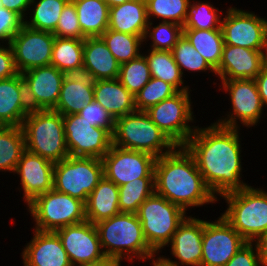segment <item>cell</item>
Instances as JSON below:
<instances>
[{
    "mask_svg": "<svg viewBox=\"0 0 267 266\" xmlns=\"http://www.w3.org/2000/svg\"><path fill=\"white\" fill-rule=\"evenodd\" d=\"M239 130L214 121L205 128L197 126L183 145L194 158L205 184L216 198L249 186L241 179L243 169Z\"/></svg>",
    "mask_w": 267,
    "mask_h": 266,
    "instance_id": "1",
    "label": "cell"
},
{
    "mask_svg": "<svg viewBox=\"0 0 267 266\" xmlns=\"http://www.w3.org/2000/svg\"><path fill=\"white\" fill-rule=\"evenodd\" d=\"M69 156L102 159L112 146V134L105 128L93 127L79 114L63 116Z\"/></svg>",
    "mask_w": 267,
    "mask_h": 266,
    "instance_id": "12",
    "label": "cell"
},
{
    "mask_svg": "<svg viewBox=\"0 0 267 266\" xmlns=\"http://www.w3.org/2000/svg\"><path fill=\"white\" fill-rule=\"evenodd\" d=\"M192 1L188 4L187 16L183 29H221L223 15L221 10L214 7L213 4H210V2L207 1Z\"/></svg>",
    "mask_w": 267,
    "mask_h": 266,
    "instance_id": "37",
    "label": "cell"
},
{
    "mask_svg": "<svg viewBox=\"0 0 267 266\" xmlns=\"http://www.w3.org/2000/svg\"><path fill=\"white\" fill-rule=\"evenodd\" d=\"M260 52H261L262 66L267 67V33L264 37V41H263Z\"/></svg>",
    "mask_w": 267,
    "mask_h": 266,
    "instance_id": "53",
    "label": "cell"
},
{
    "mask_svg": "<svg viewBox=\"0 0 267 266\" xmlns=\"http://www.w3.org/2000/svg\"><path fill=\"white\" fill-rule=\"evenodd\" d=\"M154 192V178H137L119 186L120 212L137 213L140 205Z\"/></svg>",
    "mask_w": 267,
    "mask_h": 266,
    "instance_id": "36",
    "label": "cell"
},
{
    "mask_svg": "<svg viewBox=\"0 0 267 266\" xmlns=\"http://www.w3.org/2000/svg\"><path fill=\"white\" fill-rule=\"evenodd\" d=\"M18 73L11 45L3 46L0 44V80L11 78Z\"/></svg>",
    "mask_w": 267,
    "mask_h": 266,
    "instance_id": "47",
    "label": "cell"
},
{
    "mask_svg": "<svg viewBox=\"0 0 267 266\" xmlns=\"http://www.w3.org/2000/svg\"><path fill=\"white\" fill-rule=\"evenodd\" d=\"M55 232L61 239L72 266L96 262L106 257L101 248L96 225L87 220Z\"/></svg>",
    "mask_w": 267,
    "mask_h": 266,
    "instance_id": "17",
    "label": "cell"
},
{
    "mask_svg": "<svg viewBox=\"0 0 267 266\" xmlns=\"http://www.w3.org/2000/svg\"><path fill=\"white\" fill-rule=\"evenodd\" d=\"M112 144L146 152L156 158L170 153L176 147L145 111H135L115 119Z\"/></svg>",
    "mask_w": 267,
    "mask_h": 266,
    "instance_id": "6",
    "label": "cell"
},
{
    "mask_svg": "<svg viewBox=\"0 0 267 266\" xmlns=\"http://www.w3.org/2000/svg\"><path fill=\"white\" fill-rule=\"evenodd\" d=\"M83 66L96 80L118 79L120 64L101 37H87L83 46Z\"/></svg>",
    "mask_w": 267,
    "mask_h": 266,
    "instance_id": "26",
    "label": "cell"
},
{
    "mask_svg": "<svg viewBox=\"0 0 267 266\" xmlns=\"http://www.w3.org/2000/svg\"><path fill=\"white\" fill-rule=\"evenodd\" d=\"M100 37L120 65L141 55L140 48L144 39L139 35L107 29Z\"/></svg>",
    "mask_w": 267,
    "mask_h": 266,
    "instance_id": "34",
    "label": "cell"
},
{
    "mask_svg": "<svg viewBox=\"0 0 267 266\" xmlns=\"http://www.w3.org/2000/svg\"><path fill=\"white\" fill-rule=\"evenodd\" d=\"M39 231H53L86 221L85 203L57 190L47 191L27 204Z\"/></svg>",
    "mask_w": 267,
    "mask_h": 266,
    "instance_id": "8",
    "label": "cell"
},
{
    "mask_svg": "<svg viewBox=\"0 0 267 266\" xmlns=\"http://www.w3.org/2000/svg\"><path fill=\"white\" fill-rule=\"evenodd\" d=\"M94 100L114 120L137 111L135 97L118 79L97 80L94 86Z\"/></svg>",
    "mask_w": 267,
    "mask_h": 266,
    "instance_id": "24",
    "label": "cell"
},
{
    "mask_svg": "<svg viewBox=\"0 0 267 266\" xmlns=\"http://www.w3.org/2000/svg\"><path fill=\"white\" fill-rule=\"evenodd\" d=\"M260 50L224 44L219 67V80L255 79L262 68Z\"/></svg>",
    "mask_w": 267,
    "mask_h": 266,
    "instance_id": "22",
    "label": "cell"
},
{
    "mask_svg": "<svg viewBox=\"0 0 267 266\" xmlns=\"http://www.w3.org/2000/svg\"><path fill=\"white\" fill-rule=\"evenodd\" d=\"M261 102L267 107V67H262L260 73L255 78Z\"/></svg>",
    "mask_w": 267,
    "mask_h": 266,
    "instance_id": "50",
    "label": "cell"
},
{
    "mask_svg": "<svg viewBox=\"0 0 267 266\" xmlns=\"http://www.w3.org/2000/svg\"><path fill=\"white\" fill-rule=\"evenodd\" d=\"M225 266H261L255 242H247Z\"/></svg>",
    "mask_w": 267,
    "mask_h": 266,
    "instance_id": "46",
    "label": "cell"
},
{
    "mask_svg": "<svg viewBox=\"0 0 267 266\" xmlns=\"http://www.w3.org/2000/svg\"><path fill=\"white\" fill-rule=\"evenodd\" d=\"M155 193L185 212L191 207L214 204L217 199L207 187L195 160L184 146L155 160Z\"/></svg>",
    "mask_w": 267,
    "mask_h": 266,
    "instance_id": "2",
    "label": "cell"
},
{
    "mask_svg": "<svg viewBox=\"0 0 267 266\" xmlns=\"http://www.w3.org/2000/svg\"><path fill=\"white\" fill-rule=\"evenodd\" d=\"M136 214L148 245L158 255L168 246L178 226L187 217L182 208L155 192L140 205Z\"/></svg>",
    "mask_w": 267,
    "mask_h": 266,
    "instance_id": "7",
    "label": "cell"
},
{
    "mask_svg": "<svg viewBox=\"0 0 267 266\" xmlns=\"http://www.w3.org/2000/svg\"><path fill=\"white\" fill-rule=\"evenodd\" d=\"M75 266H121V265L115 260L105 257L104 259H101L96 262L85 263V264H80V265H75Z\"/></svg>",
    "mask_w": 267,
    "mask_h": 266,
    "instance_id": "52",
    "label": "cell"
},
{
    "mask_svg": "<svg viewBox=\"0 0 267 266\" xmlns=\"http://www.w3.org/2000/svg\"><path fill=\"white\" fill-rule=\"evenodd\" d=\"M84 40L55 37L51 64L61 72L83 66Z\"/></svg>",
    "mask_w": 267,
    "mask_h": 266,
    "instance_id": "35",
    "label": "cell"
},
{
    "mask_svg": "<svg viewBox=\"0 0 267 266\" xmlns=\"http://www.w3.org/2000/svg\"><path fill=\"white\" fill-rule=\"evenodd\" d=\"M31 2L32 0H1L4 8L16 12L24 20L28 17L26 11H29Z\"/></svg>",
    "mask_w": 267,
    "mask_h": 266,
    "instance_id": "49",
    "label": "cell"
},
{
    "mask_svg": "<svg viewBox=\"0 0 267 266\" xmlns=\"http://www.w3.org/2000/svg\"><path fill=\"white\" fill-rule=\"evenodd\" d=\"M147 51L148 55H143L147 60L151 77L170 83L178 91H191L188 85H184L183 74L175 62L171 51L152 49Z\"/></svg>",
    "mask_w": 267,
    "mask_h": 266,
    "instance_id": "29",
    "label": "cell"
},
{
    "mask_svg": "<svg viewBox=\"0 0 267 266\" xmlns=\"http://www.w3.org/2000/svg\"><path fill=\"white\" fill-rule=\"evenodd\" d=\"M118 199L119 187L104 176L85 202L86 220L95 224L119 214Z\"/></svg>",
    "mask_w": 267,
    "mask_h": 266,
    "instance_id": "27",
    "label": "cell"
},
{
    "mask_svg": "<svg viewBox=\"0 0 267 266\" xmlns=\"http://www.w3.org/2000/svg\"><path fill=\"white\" fill-rule=\"evenodd\" d=\"M21 127L26 150L54 163L69 156L60 113L54 110H31Z\"/></svg>",
    "mask_w": 267,
    "mask_h": 266,
    "instance_id": "5",
    "label": "cell"
},
{
    "mask_svg": "<svg viewBox=\"0 0 267 266\" xmlns=\"http://www.w3.org/2000/svg\"><path fill=\"white\" fill-rule=\"evenodd\" d=\"M31 110H53L59 100L64 73L55 66L35 67L22 73Z\"/></svg>",
    "mask_w": 267,
    "mask_h": 266,
    "instance_id": "18",
    "label": "cell"
},
{
    "mask_svg": "<svg viewBox=\"0 0 267 266\" xmlns=\"http://www.w3.org/2000/svg\"><path fill=\"white\" fill-rule=\"evenodd\" d=\"M30 111L22 74L0 80V118L6 125L22 126Z\"/></svg>",
    "mask_w": 267,
    "mask_h": 266,
    "instance_id": "23",
    "label": "cell"
},
{
    "mask_svg": "<svg viewBox=\"0 0 267 266\" xmlns=\"http://www.w3.org/2000/svg\"><path fill=\"white\" fill-rule=\"evenodd\" d=\"M55 35L32 29L25 24L11 40L14 62L19 73L51 64Z\"/></svg>",
    "mask_w": 267,
    "mask_h": 266,
    "instance_id": "15",
    "label": "cell"
},
{
    "mask_svg": "<svg viewBox=\"0 0 267 266\" xmlns=\"http://www.w3.org/2000/svg\"><path fill=\"white\" fill-rule=\"evenodd\" d=\"M95 225L104 255L120 265L124 259L131 261L130 263H134L136 258L146 262L158 255L148 245L136 213L120 212Z\"/></svg>",
    "mask_w": 267,
    "mask_h": 266,
    "instance_id": "3",
    "label": "cell"
},
{
    "mask_svg": "<svg viewBox=\"0 0 267 266\" xmlns=\"http://www.w3.org/2000/svg\"><path fill=\"white\" fill-rule=\"evenodd\" d=\"M64 78L68 81L81 83L84 86H95L97 81L94 74L84 66L65 71Z\"/></svg>",
    "mask_w": 267,
    "mask_h": 266,
    "instance_id": "48",
    "label": "cell"
},
{
    "mask_svg": "<svg viewBox=\"0 0 267 266\" xmlns=\"http://www.w3.org/2000/svg\"><path fill=\"white\" fill-rule=\"evenodd\" d=\"M153 155L112 144L103 156L104 176L118 187L137 178H154Z\"/></svg>",
    "mask_w": 267,
    "mask_h": 266,
    "instance_id": "14",
    "label": "cell"
},
{
    "mask_svg": "<svg viewBox=\"0 0 267 266\" xmlns=\"http://www.w3.org/2000/svg\"><path fill=\"white\" fill-rule=\"evenodd\" d=\"M148 24L145 0H131L110 7L108 29L144 38Z\"/></svg>",
    "mask_w": 267,
    "mask_h": 266,
    "instance_id": "25",
    "label": "cell"
},
{
    "mask_svg": "<svg viewBox=\"0 0 267 266\" xmlns=\"http://www.w3.org/2000/svg\"><path fill=\"white\" fill-rule=\"evenodd\" d=\"M203 228L204 220L187 216L167 246L170 245V253L176 261L163 258L173 266H201Z\"/></svg>",
    "mask_w": 267,
    "mask_h": 266,
    "instance_id": "19",
    "label": "cell"
},
{
    "mask_svg": "<svg viewBox=\"0 0 267 266\" xmlns=\"http://www.w3.org/2000/svg\"><path fill=\"white\" fill-rule=\"evenodd\" d=\"M157 255L156 256H153L151 258H149V261L152 260V265L153 266H173L172 264L168 263L164 258L163 256L161 255L158 256L157 258ZM156 258V259H155Z\"/></svg>",
    "mask_w": 267,
    "mask_h": 266,
    "instance_id": "54",
    "label": "cell"
},
{
    "mask_svg": "<svg viewBox=\"0 0 267 266\" xmlns=\"http://www.w3.org/2000/svg\"><path fill=\"white\" fill-rule=\"evenodd\" d=\"M173 58L179 66L182 74L186 71L207 72L216 75V71L208 64L205 58L191 45L183 35L171 50Z\"/></svg>",
    "mask_w": 267,
    "mask_h": 266,
    "instance_id": "40",
    "label": "cell"
},
{
    "mask_svg": "<svg viewBox=\"0 0 267 266\" xmlns=\"http://www.w3.org/2000/svg\"><path fill=\"white\" fill-rule=\"evenodd\" d=\"M85 118L93 127H102L107 129L111 134L114 131L115 120L113 117L95 100L87 103L78 113Z\"/></svg>",
    "mask_w": 267,
    "mask_h": 266,
    "instance_id": "44",
    "label": "cell"
},
{
    "mask_svg": "<svg viewBox=\"0 0 267 266\" xmlns=\"http://www.w3.org/2000/svg\"><path fill=\"white\" fill-rule=\"evenodd\" d=\"M149 22L157 18L183 26L191 0H145ZM154 17V18H152Z\"/></svg>",
    "mask_w": 267,
    "mask_h": 266,
    "instance_id": "38",
    "label": "cell"
},
{
    "mask_svg": "<svg viewBox=\"0 0 267 266\" xmlns=\"http://www.w3.org/2000/svg\"><path fill=\"white\" fill-rule=\"evenodd\" d=\"M22 251L24 266H72L61 239L53 231H33Z\"/></svg>",
    "mask_w": 267,
    "mask_h": 266,
    "instance_id": "21",
    "label": "cell"
},
{
    "mask_svg": "<svg viewBox=\"0 0 267 266\" xmlns=\"http://www.w3.org/2000/svg\"><path fill=\"white\" fill-rule=\"evenodd\" d=\"M76 8L82 34L100 37L109 26L110 7L105 0H71Z\"/></svg>",
    "mask_w": 267,
    "mask_h": 266,
    "instance_id": "28",
    "label": "cell"
},
{
    "mask_svg": "<svg viewBox=\"0 0 267 266\" xmlns=\"http://www.w3.org/2000/svg\"><path fill=\"white\" fill-rule=\"evenodd\" d=\"M69 0H32L29 10L31 16L26 18L24 24L32 29L54 32L59 17ZM32 6V7H31Z\"/></svg>",
    "mask_w": 267,
    "mask_h": 266,
    "instance_id": "32",
    "label": "cell"
},
{
    "mask_svg": "<svg viewBox=\"0 0 267 266\" xmlns=\"http://www.w3.org/2000/svg\"><path fill=\"white\" fill-rule=\"evenodd\" d=\"M246 243L222 215L204 220L201 266H225Z\"/></svg>",
    "mask_w": 267,
    "mask_h": 266,
    "instance_id": "13",
    "label": "cell"
},
{
    "mask_svg": "<svg viewBox=\"0 0 267 266\" xmlns=\"http://www.w3.org/2000/svg\"><path fill=\"white\" fill-rule=\"evenodd\" d=\"M103 177L102 159L68 156L54 164L53 189L85 203Z\"/></svg>",
    "mask_w": 267,
    "mask_h": 266,
    "instance_id": "9",
    "label": "cell"
},
{
    "mask_svg": "<svg viewBox=\"0 0 267 266\" xmlns=\"http://www.w3.org/2000/svg\"><path fill=\"white\" fill-rule=\"evenodd\" d=\"M179 91L170 83L151 77L150 81L134 96L137 111H146Z\"/></svg>",
    "mask_w": 267,
    "mask_h": 266,
    "instance_id": "42",
    "label": "cell"
},
{
    "mask_svg": "<svg viewBox=\"0 0 267 266\" xmlns=\"http://www.w3.org/2000/svg\"><path fill=\"white\" fill-rule=\"evenodd\" d=\"M190 91H179L174 96L151 106L145 112L176 146H183L195 132Z\"/></svg>",
    "mask_w": 267,
    "mask_h": 266,
    "instance_id": "10",
    "label": "cell"
},
{
    "mask_svg": "<svg viewBox=\"0 0 267 266\" xmlns=\"http://www.w3.org/2000/svg\"><path fill=\"white\" fill-rule=\"evenodd\" d=\"M261 266H267V233L261 236L256 242Z\"/></svg>",
    "mask_w": 267,
    "mask_h": 266,
    "instance_id": "51",
    "label": "cell"
},
{
    "mask_svg": "<svg viewBox=\"0 0 267 266\" xmlns=\"http://www.w3.org/2000/svg\"><path fill=\"white\" fill-rule=\"evenodd\" d=\"M25 150V135L21 126H7L1 131L0 172L14 173Z\"/></svg>",
    "mask_w": 267,
    "mask_h": 266,
    "instance_id": "31",
    "label": "cell"
},
{
    "mask_svg": "<svg viewBox=\"0 0 267 266\" xmlns=\"http://www.w3.org/2000/svg\"><path fill=\"white\" fill-rule=\"evenodd\" d=\"M53 34L55 37L61 38H74L80 40H84L86 38L82 34L77 11L71 0H69L64 6Z\"/></svg>",
    "mask_w": 267,
    "mask_h": 266,
    "instance_id": "43",
    "label": "cell"
},
{
    "mask_svg": "<svg viewBox=\"0 0 267 266\" xmlns=\"http://www.w3.org/2000/svg\"><path fill=\"white\" fill-rule=\"evenodd\" d=\"M7 127L6 123L0 118V132Z\"/></svg>",
    "mask_w": 267,
    "mask_h": 266,
    "instance_id": "56",
    "label": "cell"
},
{
    "mask_svg": "<svg viewBox=\"0 0 267 266\" xmlns=\"http://www.w3.org/2000/svg\"><path fill=\"white\" fill-rule=\"evenodd\" d=\"M228 207L221 215L247 241L267 233V192L247 186L221 196Z\"/></svg>",
    "mask_w": 267,
    "mask_h": 266,
    "instance_id": "4",
    "label": "cell"
},
{
    "mask_svg": "<svg viewBox=\"0 0 267 266\" xmlns=\"http://www.w3.org/2000/svg\"><path fill=\"white\" fill-rule=\"evenodd\" d=\"M153 20L149 22L144 41L152 40L150 43V49L152 50H165L171 51L178 40L183 36V26H180L173 22L161 21L159 24L153 27Z\"/></svg>",
    "mask_w": 267,
    "mask_h": 266,
    "instance_id": "41",
    "label": "cell"
},
{
    "mask_svg": "<svg viewBox=\"0 0 267 266\" xmlns=\"http://www.w3.org/2000/svg\"><path fill=\"white\" fill-rule=\"evenodd\" d=\"M183 35L214 70L219 67L224 45L221 29H183Z\"/></svg>",
    "mask_w": 267,
    "mask_h": 266,
    "instance_id": "30",
    "label": "cell"
},
{
    "mask_svg": "<svg viewBox=\"0 0 267 266\" xmlns=\"http://www.w3.org/2000/svg\"><path fill=\"white\" fill-rule=\"evenodd\" d=\"M94 100V86H84L78 82L68 81L64 78L59 100L54 111L62 116L78 114L89 102Z\"/></svg>",
    "mask_w": 267,
    "mask_h": 266,
    "instance_id": "33",
    "label": "cell"
},
{
    "mask_svg": "<svg viewBox=\"0 0 267 266\" xmlns=\"http://www.w3.org/2000/svg\"><path fill=\"white\" fill-rule=\"evenodd\" d=\"M54 164L28 150L23 152L14 174L20 177L25 204L53 189Z\"/></svg>",
    "mask_w": 267,
    "mask_h": 266,
    "instance_id": "20",
    "label": "cell"
},
{
    "mask_svg": "<svg viewBox=\"0 0 267 266\" xmlns=\"http://www.w3.org/2000/svg\"><path fill=\"white\" fill-rule=\"evenodd\" d=\"M128 1H131V0H105V2L107 3L109 7L121 5L122 3L128 2Z\"/></svg>",
    "mask_w": 267,
    "mask_h": 266,
    "instance_id": "55",
    "label": "cell"
},
{
    "mask_svg": "<svg viewBox=\"0 0 267 266\" xmlns=\"http://www.w3.org/2000/svg\"><path fill=\"white\" fill-rule=\"evenodd\" d=\"M24 25V19L14 11L0 8V44H10L12 38Z\"/></svg>",
    "mask_w": 267,
    "mask_h": 266,
    "instance_id": "45",
    "label": "cell"
},
{
    "mask_svg": "<svg viewBox=\"0 0 267 266\" xmlns=\"http://www.w3.org/2000/svg\"><path fill=\"white\" fill-rule=\"evenodd\" d=\"M151 79L150 69L143 53L120 65L118 80L135 96Z\"/></svg>",
    "mask_w": 267,
    "mask_h": 266,
    "instance_id": "39",
    "label": "cell"
},
{
    "mask_svg": "<svg viewBox=\"0 0 267 266\" xmlns=\"http://www.w3.org/2000/svg\"><path fill=\"white\" fill-rule=\"evenodd\" d=\"M221 89L229 94L232 111L216 120L215 123L229 128L257 126L263 112V104L255 79L221 80ZM239 120V121H237ZM240 124H239V123Z\"/></svg>",
    "mask_w": 267,
    "mask_h": 266,
    "instance_id": "11",
    "label": "cell"
},
{
    "mask_svg": "<svg viewBox=\"0 0 267 266\" xmlns=\"http://www.w3.org/2000/svg\"><path fill=\"white\" fill-rule=\"evenodd\" d=\"M221 30L224 44L261 50L267 33V19L230 6L222 18Z\"/></svg>",
    "mask_w": 267,
    "mask_h": 266,
    "instance_id": "16",
    "label": "cell"
}]
</instances>
